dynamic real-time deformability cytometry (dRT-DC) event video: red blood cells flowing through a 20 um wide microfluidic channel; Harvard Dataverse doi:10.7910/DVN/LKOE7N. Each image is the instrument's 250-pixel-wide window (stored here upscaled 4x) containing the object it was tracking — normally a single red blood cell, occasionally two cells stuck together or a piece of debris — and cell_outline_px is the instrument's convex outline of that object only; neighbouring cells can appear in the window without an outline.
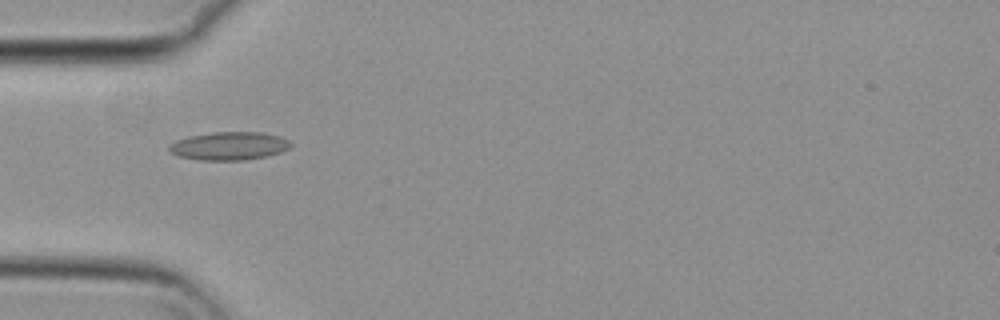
{"species": "common noctule bat (a hibernating species)", "species_latin": "Nyctalus noctula", "temperature_condition": "cold", "stored_images_in_passage": 44, "camera_frame_rate_fps": 3000, "um_per_image_px": 0.085, "animal": {"sex": "female", "body_mass_g": 29.2, "forearm_length_mm": 56.3}, "frame": {"image": 1, "passage_image": 17, "time_ms": 5.333, "image_size_px": [1000, 320], "cell_outline_px": [[292, 144], [288, 148], [280, 152], [268, 156], [244, 160], [200, 160], [180, 156], [168, 152], [168, 144], [176, 140], [188, 136], [212, 132], [260, 132], [280, 136], [288, 140]], "centroid_in_image_um": [19.44, 12.4], "position_along_channel_um": 65.6, "area_um2": 20.06}}
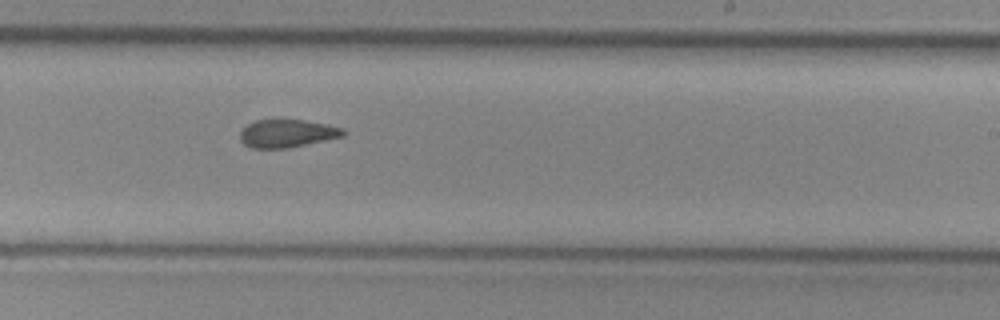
{"frame": {"image": 2, "passage_image": 33, "time_ms": 10.667, "image_size_px": [1000, 320], "cell_outline_px": [[348, 132], [344, 136], [288, 148], [252, 148], [244, 144], [240, 140], [240, 132], [248, 124], [256, 120], [304, 120], [328, 124], [344, 128]], "centroid_in_image_um": [24.44, 11.34], "position_along_channel_um": 264.6, "area_um2": 16.82}}
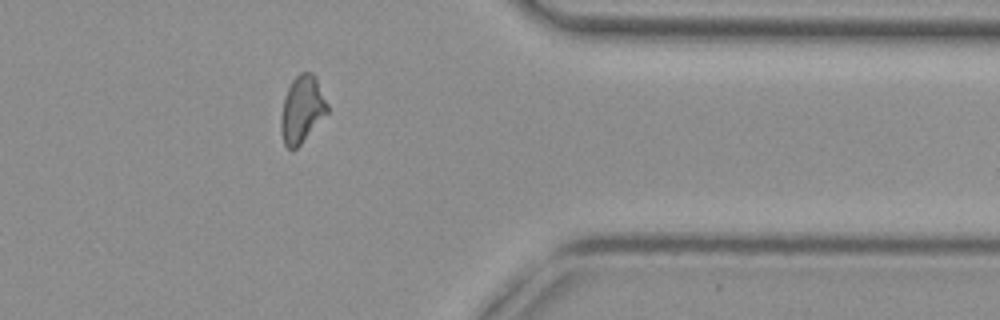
{"frame": {"image": 3, "passage_image": 44, "time_ms": 14.333, "image_size_px": [1000, 320], "cell_outline_px": [[328, 112], [300, 144], [292, 152], [284, 144], [280, 132], [280, 116], [284, 96], [292, 80], [300, 72], [312, 72], [316, 76], [328, 104]], "centroid_in_image_um": [25.65, 9.29], "position_along_channel_um": 385.8, "area_um2": 18.26}, "authors_computed_cell_mechanics": {"area_um2": 18.4093, "velocity_mm_per_s": 3.7464, "shape_relaxation_time_tau1_ms": null, "shape_relaxation_time_tau2_ms": 2.3789, "deformation_change_tau1": null, "deformation_change_tau2": 0.0928}}